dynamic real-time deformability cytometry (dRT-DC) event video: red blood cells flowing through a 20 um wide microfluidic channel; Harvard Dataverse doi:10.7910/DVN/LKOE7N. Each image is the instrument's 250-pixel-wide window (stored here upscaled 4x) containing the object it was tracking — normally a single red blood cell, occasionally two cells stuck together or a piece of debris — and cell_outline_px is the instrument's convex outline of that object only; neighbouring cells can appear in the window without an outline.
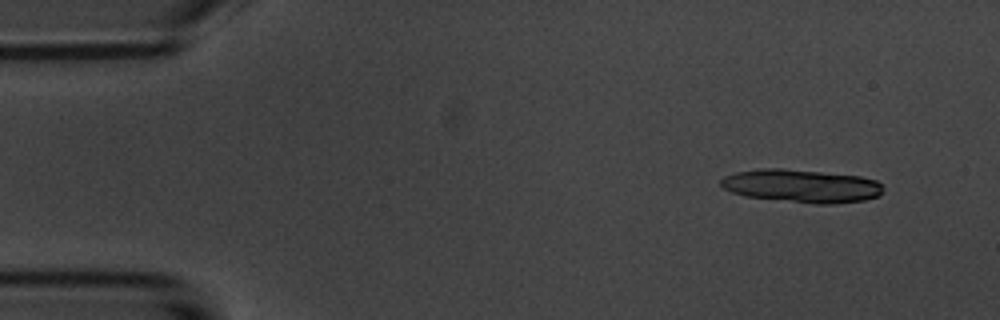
{"species": "common noctule bat (a hibernating species)", "species_latin": "Nyctalus noctula", "temperature_condition": "room temperature", "stored_images_in_passage": 10, "camera_frame_rate_fps": 3000, "um_per_image_px": 0.085, "animal": {"sex": "male", "body_mass_g": 20.1, "forearm_length_mm": 53.5}, "frame": {"image": 1, "passage_image": 1, "time_ms": 0.0, "image_size_px": [1000, 320], "cell_outline_px": [[880, 196], [864, 200], [832, 204], [816, 204], [744, 196], [732, 192], [724, 188], [720, 184], [720, 180], [724, 176], [736, 172], [760, 168], [780, 168], [860, 176], [876, 180], [880, 184]], "centroid_in_image_um": [68.1, 15.8], "position_along_channel_um": 16.9, "area_um2": 31.15}}
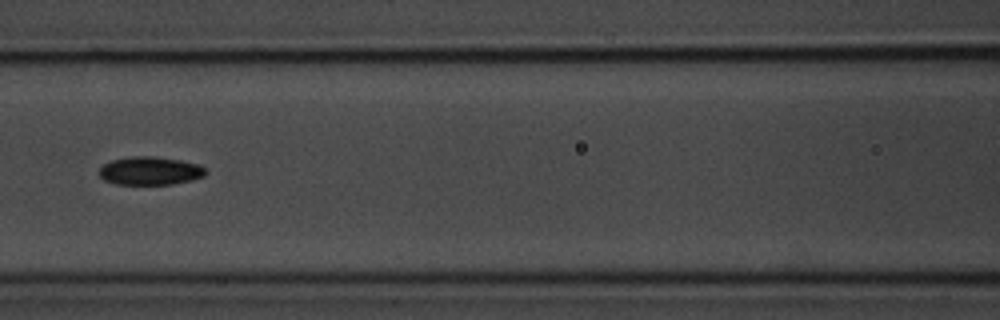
{"frame": {"image": 2, "passage_image": 6, "time_ms": 6.667, "image_size_px": [1000, 320], "cell_outline_px": [[208, 172], [204, 176], [192, 180], [172, 184], [116, 184], [104, 180], [100, 176], [100, 168], [104, 164], [112, 160], [132, 156], [152, 156], [180, 160], [200, 164]], "centroid_in_image_um": [12.78, 14.52], "position_along_channel_um": 153.8, "area_um2": 17.51}}
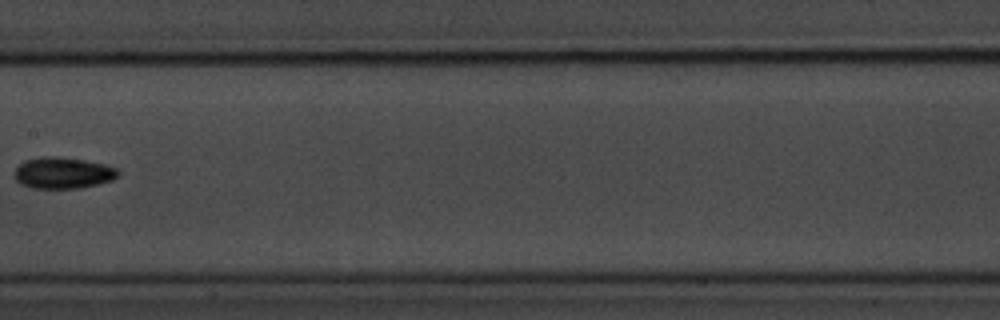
{"frame": {"image": 3, "passage_image": 7, "time_ms": 8.0, "image_size_px": [1000, 320], "cell_outline_px": [[120, 172], [112, 180], [80, 188], [32, 188], [20, 184], [16, 180], [16, 168], [24, 160], [44, 156], [56, 156], [84, 160], [104, 164], [116, 168]], "centroid_in_image_um": [5.34, 14.69], "position_along_channel_um": 202.1, "area_um2": 18.79}}